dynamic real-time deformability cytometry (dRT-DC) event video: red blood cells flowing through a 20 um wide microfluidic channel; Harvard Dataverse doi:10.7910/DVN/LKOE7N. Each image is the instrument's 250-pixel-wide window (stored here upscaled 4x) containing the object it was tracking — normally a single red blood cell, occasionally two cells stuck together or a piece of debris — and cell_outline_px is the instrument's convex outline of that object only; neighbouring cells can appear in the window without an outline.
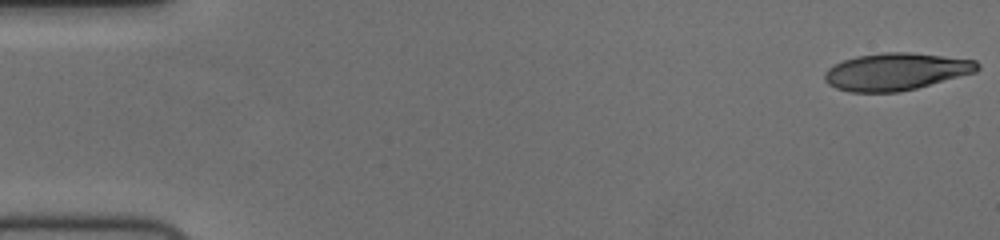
{"species": "human", "species_latin": "Homo sapiens", "temperature_condition": "cold", "stored_images_in_passage": 56, "camera_frame_rate_fps": 3000, "um_per_image_px": 0.085, "donor": {"sex": "female"}, "frame": {"image": 1, "passage_image": 1, "time_ms": 0.0, "image_size_px": [1000, 240], "cell_outline_px": [[980, 68], [976, 72], [916, 88], [900, 92], [848, 92], [836, 88], [828, 84], [824, 80], [824, 72], [832, 64], [856, 56], [884, 52], [912, 52], [976, 60], [980, 64]], "centroid_in_image_um": [76.14, 6.08], "position_along_channel_um": 8.9, "area_um2": 33.35}}
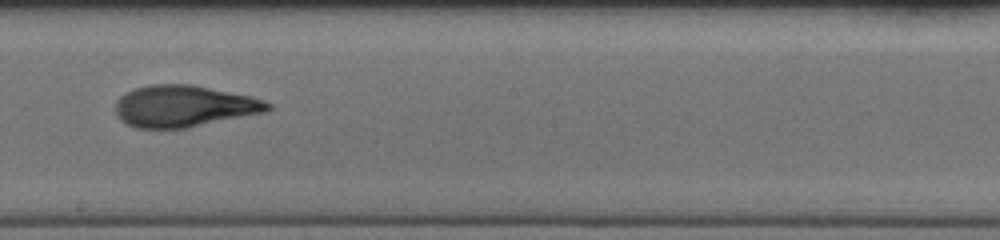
{"frame": {"image": 2, "passage_image": 32, "time_ms": 10.333, "image_size_px": [1000, 240], "cell_outline_px": [[272, 108], [264, 112], [188, 128], [136, 128], [120, 120], [116, 112], [116, 100], [124, 92], [148, 84], [192, 84], [252, 96], [264, 100], [272, 104]], "centroid_in_image_um": [15.63, 9.01], "position_along_channel_um": 232.6, "area_um2": 37.11}}
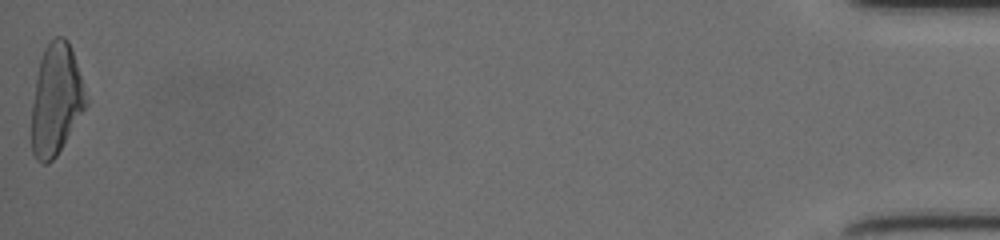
{"frame": {"image": 3, "passage_image": 56, "time_ms": 18.333, "image_size_px": [1000, 240], "cell_outline_px": [[88, 104], [56, 156], [48, 164], [44, 164], [36, 160], [32, 152], [32, 104], [36, 76], [40, 60], [44, 48], [56, 36], [64, 36], [68, 40], [84, 84], [88, 100]], "centroid_in_image_um": [4.77, 8.47], "position_along_channel_um": 430.4, "area_um2": 35.14}, "authors_computed_cell_mechanics": {"area_um2": 35.4892, "velocity_mm_per_s": 3.741, "shape_relaxation_time_tau1_ms": 7.222, "shape_relaxation_time_tau2_ms": 1.3739, "deformation_change_tau1": 0.2452, "deformation_change_tau2": 0.0872}}